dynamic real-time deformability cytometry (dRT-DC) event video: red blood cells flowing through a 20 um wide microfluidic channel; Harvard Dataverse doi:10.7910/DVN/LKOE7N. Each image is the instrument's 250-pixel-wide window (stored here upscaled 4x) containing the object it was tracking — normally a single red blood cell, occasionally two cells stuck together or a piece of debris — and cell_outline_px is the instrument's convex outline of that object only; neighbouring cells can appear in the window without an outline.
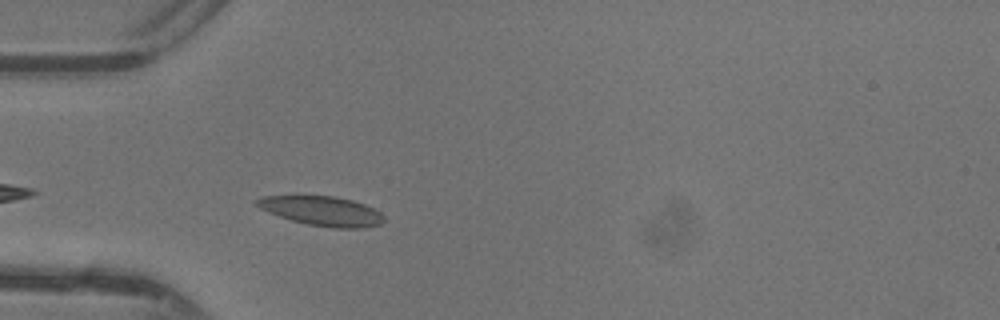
{"species": "common noctule bat (a hibernating species)", "species_latin": "Nyctalus noctula", "temperature_condition": "warm", "stored_images_in_passage": 29, "camera_frame_rate_fps": 3000, "um_per_image_px": 0.085, "animal": {"sex": "female"}, "frame": {"image": 1, "passage_image": 2, "time_ms": 0.333, "image_size_px": [1000, 320], "cell_outline_px": [[384, 220], [380, 224], [364, 228], [332, 228], [308, 224], [292, 220], [268, 212], [260, 208], [256, 204], [256, 200], [264, 196], [336, 196], [352, 200], [364, 204], [380, 212], [384, 216]], "centroid_in_image_um": [27.4, 17.94], "position_along_channel_um": 57.6, "area_um2": 21.62}}
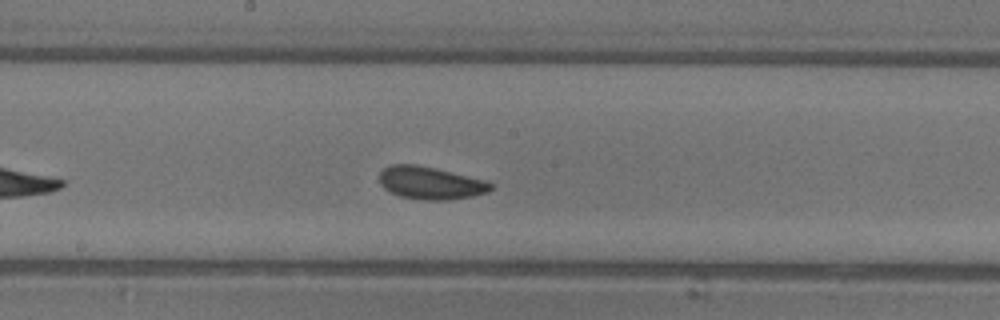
{"frame": {"image": 2, "passage_image": 13, "time_ms": 4.0, "image_size_px": [1000, 320], "cell_outline_px": [[492, 188], [488, 192], [472, 196], [448, 200], [424, 200], [400, 196], [384, 188], [380, 184], [380, 172], [384, 168], [392, 164], [416, 164], [436, 168], [488, 180], [492, 184]], "centroid_in_image_um": [36.62, 15.54], "position_along_channel_um": 211.6, "area_um2": 21.27}}
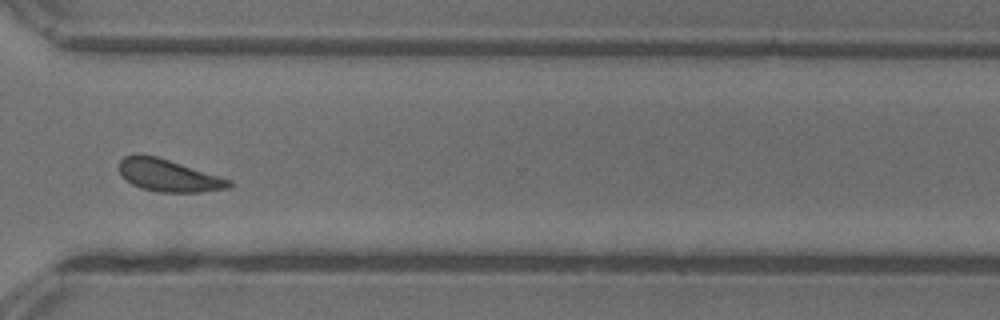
{"frame": {"image": 3, "passage_image": 23, "time_ms": 7.333, "image_size_px": [1000, 320], "cell_outline_px": [[232, 184], [228, 188], [200, 192], [160, 192], [140, 188], [132, 184], [120, 176], [120, 160], [124, 156], [156, 156], [232, 180]], "centroid_in_image_um": [14.33, 14.94], "position_along_channel_um": 356.3, "area_um2": 20.23}, "authors_computed_cell_mechanics": {"area_um2": 20.5768, "velocity_mm_per_s": 4.3483, "shape_relaxation_time_tau1_ms": 5.7863, "shape_relaxation_time_tau2_ms": 2.8384, "deformation_change_tau1": 0.1413, "deformation_change_tau2": 0.0861}}